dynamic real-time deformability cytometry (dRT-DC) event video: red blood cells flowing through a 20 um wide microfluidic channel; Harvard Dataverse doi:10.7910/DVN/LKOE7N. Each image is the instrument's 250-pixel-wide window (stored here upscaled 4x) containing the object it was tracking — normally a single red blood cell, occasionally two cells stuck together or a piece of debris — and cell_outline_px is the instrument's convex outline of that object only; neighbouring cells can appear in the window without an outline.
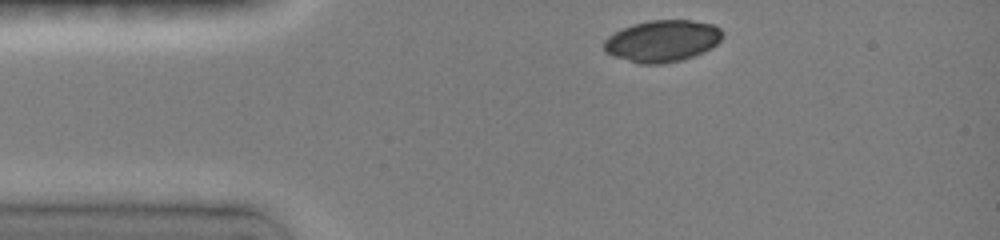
{"species": "common noctule bat (a hibernating species)", "species_latin": "Nyctalus noctula", "temperature_condition": "room temperature", "stored_images_in_passage": 3, "camera_frame_rate_fps": 3000, "um_per_image_px": 0.085, "animal": {"sex": "female", "body_mass_g": 19.0, "forearm_length_mm": 51.5}, "frame": {"image": 1, "passage_image": 1, "time_ms": 0.0, "image_size_px": [1000, 240], "cell_outline_px": [[724, 32], [720, 40], [716, 44], [692, 56], [680, 60], [660, 64], [640, 64], [612, 56], [604, 52], [604, 40], [608, 36], [632, 24], [648, 20], [692, 20], [712, 24], [720, 28]], "centroid_in_image_um": [56.26, 3.47], "position_along_channel_um": 28.7, "area_um2": 28.67}}